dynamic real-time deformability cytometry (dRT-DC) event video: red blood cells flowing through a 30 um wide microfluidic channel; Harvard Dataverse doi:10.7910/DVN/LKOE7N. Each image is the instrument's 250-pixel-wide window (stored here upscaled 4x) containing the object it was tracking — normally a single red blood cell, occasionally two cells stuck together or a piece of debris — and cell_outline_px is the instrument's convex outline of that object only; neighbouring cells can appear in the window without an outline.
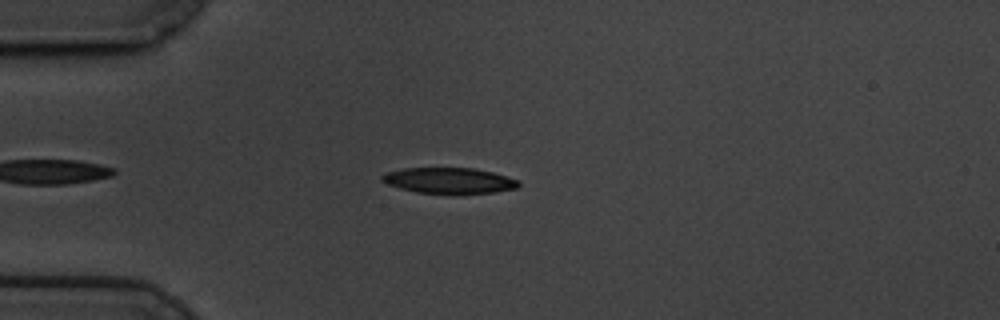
{"species": "common noctule bat (a hibernating species)", "species_latin": "Nyctalus noctula", "temperature_condition": "cold", "stored_images_in_passage": 44, "camera_frame_rate_fps": 3000, "um_per_image_px": 0.085, "animal": {"sex": "male", "body_mass_g": 19.5, "forearm_length_mm": 54.6}, "frame": {"image": 1, "passage_image": 4, "time_ms": 1.0, "image_size_px": [1000, 320], "cell_outline_px": [[520, 184], [516, 188], [492, 192], [416, 192], [400, 188], [388, 184], [380, 180], [380, 176], [388, 172], [404, 168], [472, 168], [492, 172], [516, 180]], "centroid_in_image_um": [38.11, 15.32], "position_along_channel_um": 46.9, "area_um2": 19.77}}
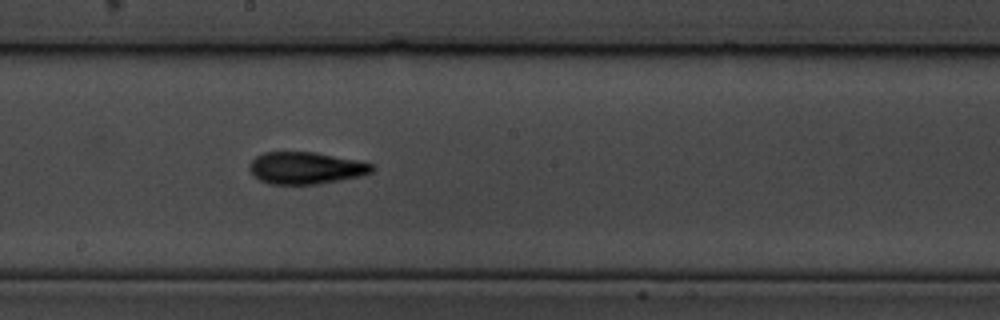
{"frame": {"image": 2, "passage_image": 21, "time_ms": 6.667, "image_size_px": [1000, 320], "cell_outline_px": [[376, 168], [372, 172], [360, 176], [316, 184], [272, 184], [260, 180], [252, 172], [252, 160], [256, 156], [264, 152], [312, 152], [356, 160], [372, 164]], "centroid_in_image_um": [26.03, 14.28], "position_along_channel_um": 222.2, "area_um2": 22.37}}
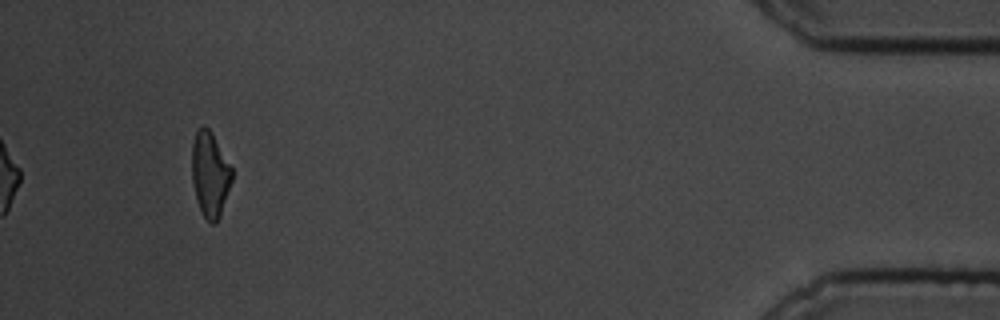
{"frame": {"image": 3, "passage_image": 44, "time_ms": 14.333, "image_size_px": [1000, 320], "cell_outline_px": [[232, 180], [220, 216], [216, 224], [212, 224], [204, 216], [200, 208], [196, 196], [192, 180], [192, 144], [196, 128], [200, 124], [204, 124], [212, 132], [232, 168]], "centroid_in_image_um": [17.84, 14.76], "position_along_channel_um": 417.4, "area_um2": 19.88}, "authors_computed_cell_mechanics": {"area_um2": 21.8773, "velocity_mm_per_s": 3.4148, "shape_relaxation_time_tau1_ms": 3.6436, "shape_relaxation_time_tau2_ms": 3.4377, "deformation_change_tau1": 0.1633, "deformation_change_tau2": 0.1206}}